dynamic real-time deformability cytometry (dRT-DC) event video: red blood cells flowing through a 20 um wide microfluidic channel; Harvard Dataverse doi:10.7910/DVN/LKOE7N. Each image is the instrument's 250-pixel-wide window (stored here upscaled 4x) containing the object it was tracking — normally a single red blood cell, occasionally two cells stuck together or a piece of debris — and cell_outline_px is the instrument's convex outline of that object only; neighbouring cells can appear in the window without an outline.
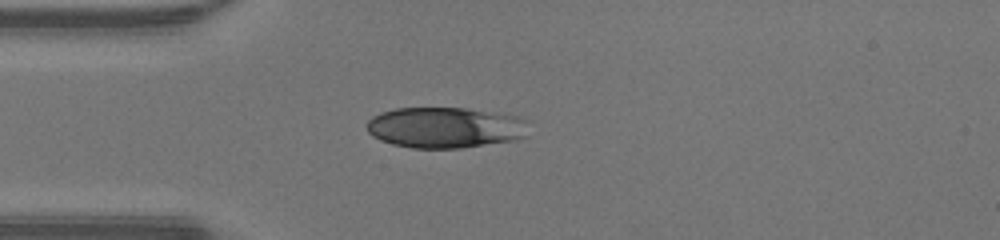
{"species": "human", "species_latin": "Homo sapiens", "temperature_condition": "warm", "stored_images_in_passage": 35, "camera_frame_rate_fps": 3000, "um_per_image_px": 0.085, "donor": {"sex": "male"}, "frame": {"image": 1, "passage_image": 1, "time_ms": 0.0, "image_size_px": [1000, 240], "cell_outline_px": [[528, 136], [516, 140], [460, 148], [412, 148], [392, 144], [380, 140], [372, 136], [368, 132], [368, 120], [372, 116], [380, 112], [396, 108], [468, 108], [520, 116], [528, 120]], "centroid_in_image_um": [37.89, 10.84], "position_along_channel_um": 47.1, "area_um2": 39.02}}
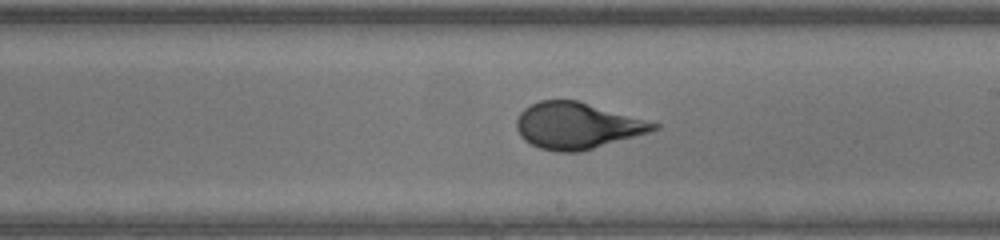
{"frame": {"image": 2, "passage_image": 15, "time_ms": 4.667, "image_size_px": [1000, 240], "cell_outline_px": [[660, 128], [648, 132], [580, 152], [556, 152], [540, 148], [524, 140], [520, 136], [516, 128], [516, 120], [520, 112], [524, 108], [540, 100], [576, 100], [660, 124]], "centroid_in_image_um": [49.0, 10.69], "position_along_channel_um": 240.0, "area_um2": 36.65}}
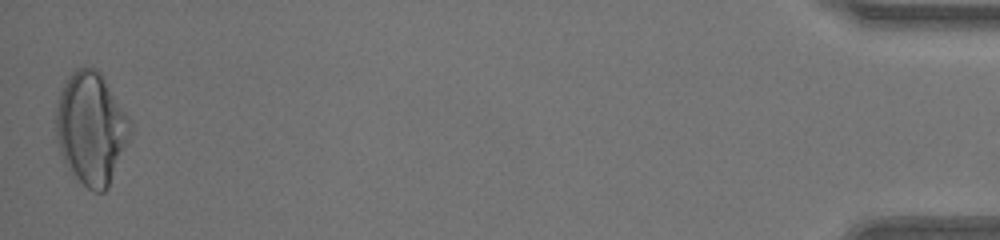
{"frame": {"image": 3, "passage_image": 35, "time_ms": 11.333, "image_size_px": [1000, 240], "cell_outline_px": [[132, 132], [108, 188], [104, 192], [96, 192], [88, 188], [68, 168], [60, 152], [56, 136], [56, 108], [60, 88], [64, 80], [76, 68], [96, 68], [100, 72], [132, 120]], "centroid_in_image_um": [7.76, 10.87], "position_along_channel_um": 427.4, "area_um2": 48.73}, "authors_computed_cell_mechanics": {"area_um2": 37.281, "velocity_mm_per_s": 4.3523, "shape_relaxation_time_tau1_ms": 6.1142, "shape_relaxation_time_tau2_ms": null, "deformation_change_tau1": 0.2612, "deformation_change_tau2": null}}